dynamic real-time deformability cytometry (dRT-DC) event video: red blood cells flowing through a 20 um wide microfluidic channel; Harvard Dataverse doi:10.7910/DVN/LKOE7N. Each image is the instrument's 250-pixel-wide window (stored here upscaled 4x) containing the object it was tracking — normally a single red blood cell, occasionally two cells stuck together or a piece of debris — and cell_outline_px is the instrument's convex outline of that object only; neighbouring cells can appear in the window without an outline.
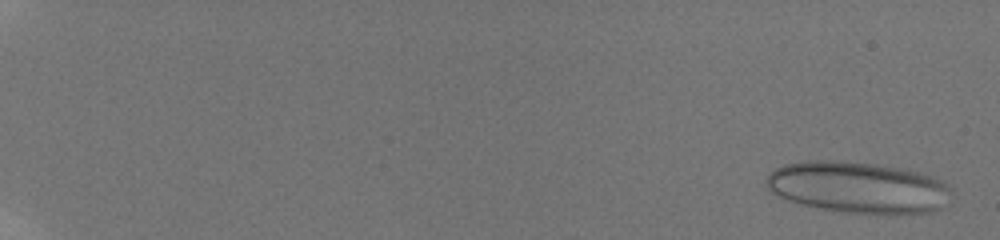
{"species": "human", "species_latin": "Homo sapiens", "temperature_condition": "room temperature", "stored_images_in_passage": 57, "camera_frame_rate_fps": 3000, "um_per_image_px": 0.085, "donor": {"sex": "male"}, "frame": {"image": 1, "passage_image": 2, "time_ms": 0.333, "image_size_px": [1000, 240], "cell_outline_px": [[948, 188], [940, 208], [932, 212], [844, 212], [804, 204], [788, 200], [772, 192], [768, 188], [768, 176], [776, 168], [784, 164], [816, 160], [836, 160], [876, 164], [900, 168], [920, 172], [932, 176], [948, 184]], "centroid_in_image_um": [72.89, 15.89], "position_along_channel_um": 12.1, "area_um2": 53.81}}
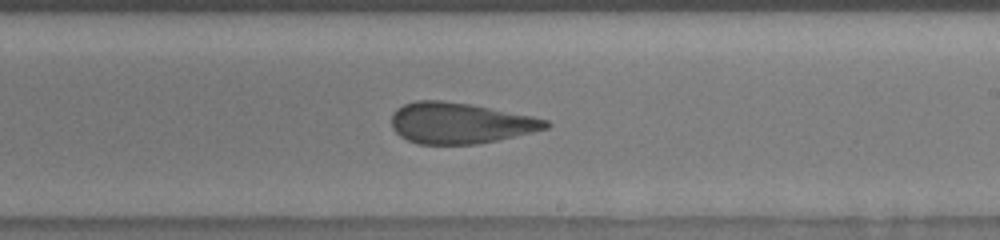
{"frame": {"image": 2, "passage_image": 38, "time_ms": 12.333, "image_size_px": [1000, 240], "cell_outline_px": [[552, 124], [548, 128], [532, 132], [496, 140], [476, 144], [416, 144], [400, 136], [392, 128], [392, 112], [396, 108], [404, 104], [416, 100], [444, 100], [472, 104], [532, 116], [548, 120]], "centroid_in_image_um": [39.08, 10.45], "position_along_channel_um": 249.9, "area_um2": 36.93}}
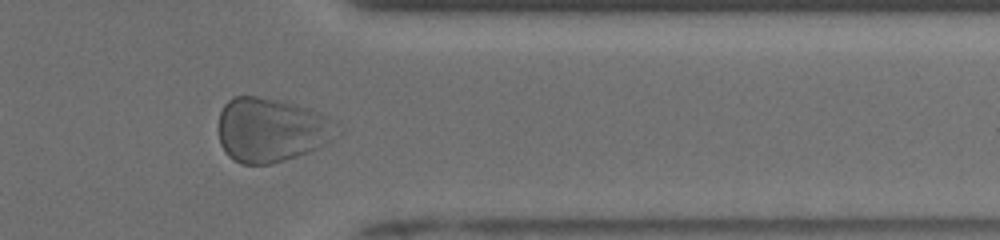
{"frame": {"image": 3, "passage_image": 49, "time_ms": 16.0, "image_size_px": [1000, 240], "cell_outline_px": [[344, 132], [340, 136], [308, 152], [284, 160], [268, 164], [240, 164], [232, 160], [224, 152], [220, 144], [220, 112], [224, 104], [232, 96], [256, 96], [280, 100], [296, 104], [308, 108], [336, 120], [344, 128]], "centroid_in_image_um": [23.12, 11.04], "position_along_channel_um": 388.3, "area_um2": 45.03}}